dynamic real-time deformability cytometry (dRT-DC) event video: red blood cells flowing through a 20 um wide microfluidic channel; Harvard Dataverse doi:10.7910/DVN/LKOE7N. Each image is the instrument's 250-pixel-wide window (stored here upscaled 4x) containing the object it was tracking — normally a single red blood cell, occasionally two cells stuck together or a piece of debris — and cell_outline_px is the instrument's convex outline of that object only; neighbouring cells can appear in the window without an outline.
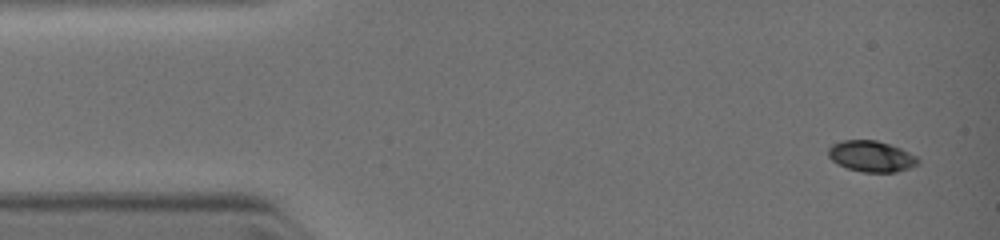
{"species": "common noctule bat (a hibernating species)", "species_latin": "Nyctalus noctula", "temperature_condition": "warm", "stored_images_in_passage": 3, "camera_frame_rate_fps": 3000, "um_per_image_px": 0.085, "animal": {"sex": "female", "body_mass_g": 19.0, "forearm_length_mm": 51.5}, "frame": {"image": 1, "passage_image": 1, "time_ms": 0.0, "image_size_px": [1000, 240], "cell_outline_px": [[920, 164], [896, 172], [864, 172], [848, 168], [836, 164], [828, 156], [828, 148], [832, 144], [844, 140], [876, 140], [900, 148], [916, 156], [920, 160]], "centroid_in_image_um": [74.06, 13.29], "position_along_channel_um": 10.9, "area_um2": 16.18}}
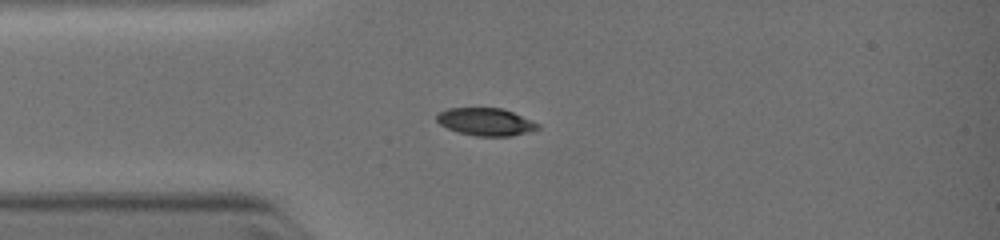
{"frame": {"image": 2, "passage_image": 3, "time_ms": 2.333, "image_size_px": [1000, 240], "cell_outline_px": [[540, 128], [532, 132], [512, 136], [476, 136], [456, 132], [440, 124], [436, 120], [436, 116], [440, 112], [448, 108], [500, 108], [512, 112], [540, 124]], "centroid_in_image_um": [41.3, 10.37], "position_along_channel_um": 43.7, "area_um2": 16.3}}